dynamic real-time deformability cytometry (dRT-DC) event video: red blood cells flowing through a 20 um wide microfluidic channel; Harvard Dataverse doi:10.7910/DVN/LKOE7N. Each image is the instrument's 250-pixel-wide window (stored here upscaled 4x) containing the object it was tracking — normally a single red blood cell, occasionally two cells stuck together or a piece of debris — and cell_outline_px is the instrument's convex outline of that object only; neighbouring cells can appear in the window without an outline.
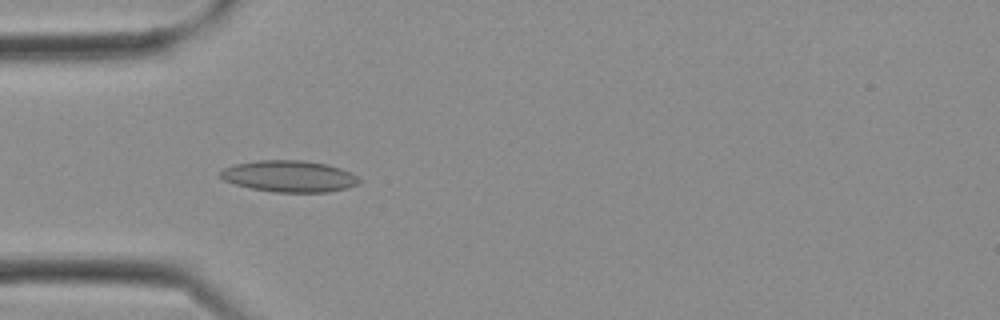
{"species": "Egyptian fruit bat (a non-hibernating species)", "species_latin": "Rousettus aegyptiacus", "temperature_condition": "cold", "stored_images_in_passage": 13, "camera_frame_rate_fps": 3000, "um_per_image_px": 0.085, "frame": {"image": 1, "passage_image": 8, "time_ms": 2.333, "image_size_px": [1000, 320], "cell_outline_px": [[360, 184], [348, 188], [328, 192], [272, 192], [252, 188], [236, 184], [224, 180], [220, 176], [220, 172], [224, 168], [236, 164], [256, 160], [304, 160], [328, 164], [340, 168], [356, 176], [360, 180]], "centroid_in_image_um": [24.61, 14.98], "position_along_channel_um": 60.4, "area_um2": 25.43}}
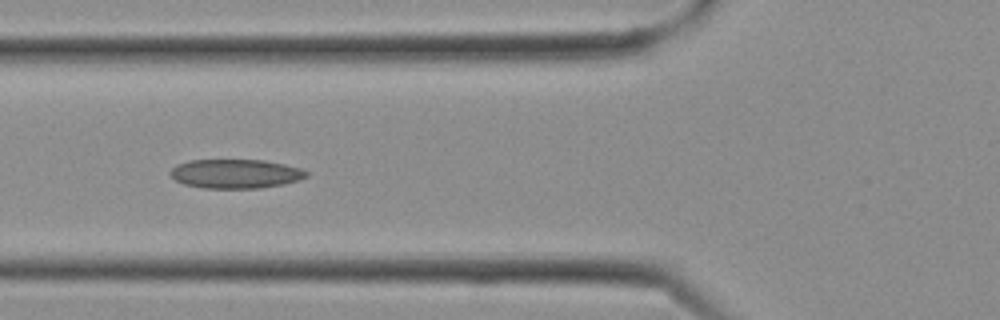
{"frame": {"image": 2, "passage_image": 10, "time_ms": 3.0, "image_size_px": [1000, 320], "cell_outline_px": [[308, 176], [300, 180], [284, 184], [260, 188], [204, 188], [184, 184], [176, 180], [168, 172], [176, 164], [192, 160], [264, 160], [284, 164], [300, 168], [308, 172]], "centroid_in_image_um": [20.03, 14.77], "position_along_channel_um": 105.8, "area_um2": 23.12}}
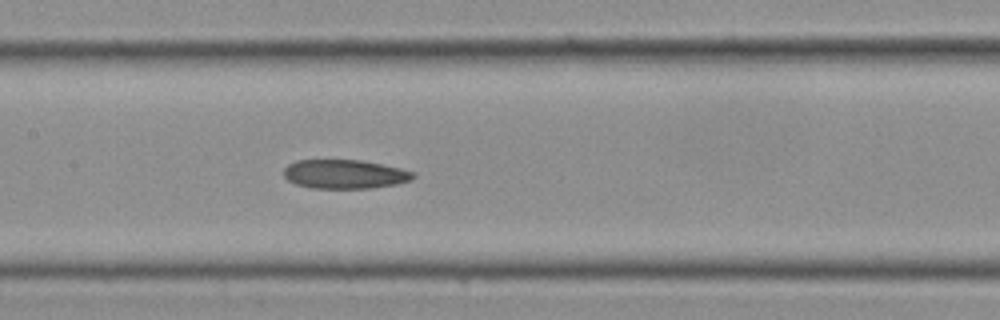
{"frame": {"image": 3, "passage_image": 13, "time_ms": 4.0, "image_size_px": [1000, 320], "cell_outline_px": [[416, 176], [412, 180], [396, 184], [372, 188], [312, 188], [296, 184], [288, 180], [284, 176], [284, 168], [288, 164], [296, 160], [360, 160], [400, 168], [416, 172]], "centroid_in_image_um": [29.32, 14.8], "position_along_channel_um": 178.1, "area_um2": 21.91}}